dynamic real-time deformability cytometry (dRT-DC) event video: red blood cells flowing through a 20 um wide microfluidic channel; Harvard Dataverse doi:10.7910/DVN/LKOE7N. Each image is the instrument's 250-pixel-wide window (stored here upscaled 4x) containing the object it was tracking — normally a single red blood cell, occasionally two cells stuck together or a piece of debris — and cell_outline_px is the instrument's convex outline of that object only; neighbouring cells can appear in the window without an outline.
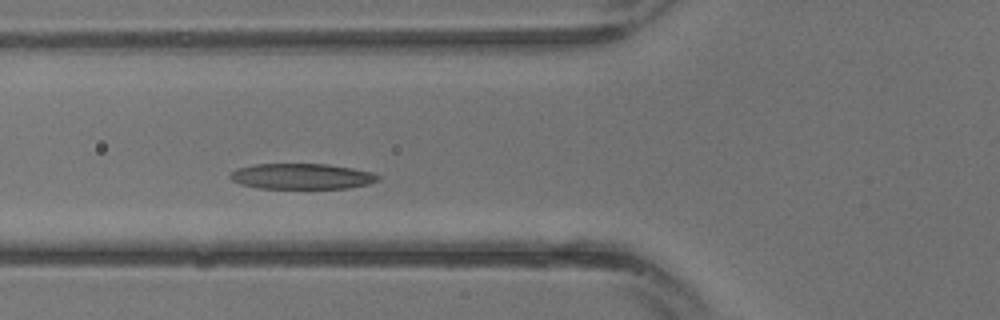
{"species": "common noctule bat (a hibernating species)", "species_latin": "Nyctalus noctula", "temperature_condition": "warm", "stored_images_in_passage": 7, "camera_frame_rate_fps": 3000, "um_per_image_px": 0.085, "animal": {"sex": "male", "body_mass_g": 13.3}, "frame": {"image": 1, "passage_image": 7, "time_ms": 2.0, "image_size_px": [1000, 320], "cell_outline_px": [[380, 180], [368, 184], [348, 188], [260, 188], [240, 184], [232, 180], [228, 176], [236, 168], [252, 164], [328, 164], [352, 168], [372, 172], [380, 176]], "centroid_in_image_um": [25.65, 14.98], "position_along_channel_um": 100.2, "area_um2": 22.14}}